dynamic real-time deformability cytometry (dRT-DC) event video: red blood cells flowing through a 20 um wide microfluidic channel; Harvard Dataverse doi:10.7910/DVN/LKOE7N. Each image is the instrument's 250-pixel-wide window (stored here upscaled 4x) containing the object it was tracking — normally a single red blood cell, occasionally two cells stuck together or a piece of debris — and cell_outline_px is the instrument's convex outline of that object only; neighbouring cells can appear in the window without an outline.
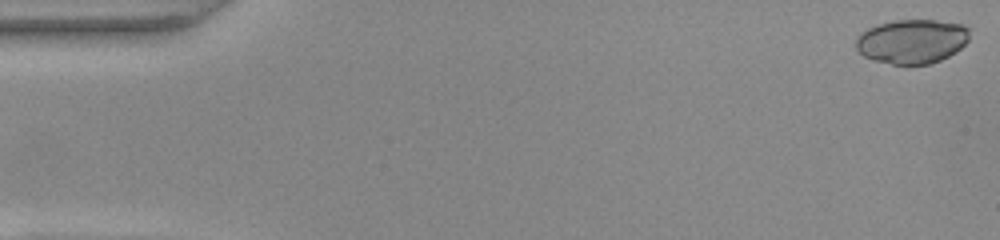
{"species": "common noctule bat (a hibernating species)", "species_latin": "Nyctalus noctula", "temperature_condition": "warm", "stored_images_in_passage": 52, "camera_frame_rate_fps": 3000, "um_per_image_px": 0.085, "animal": {"sex": "female", "body_mass_g": 22.0, "forearm_length_mm": 56.7}, "frame": {"image": 1, "passage_image": 1, "time_ms": 0.0, "image_size_px": [1000, 240], "cell_outline_px": [[968, 40], [956, 52], [940, 60], [928, 64], [892, 64], [876, 60], [864, 56], [856, 48], [856, 36], [860, 32], [876, 24], [892, 20], [936, 20], [964, 24], [968, 28]], "centroid_in_image_um": [77.5, 3.49], "position_along_channel_um": 7.5, "area_um2": 29.36}}